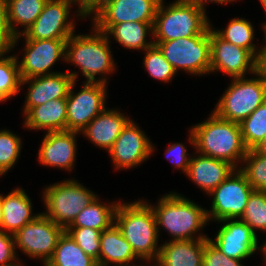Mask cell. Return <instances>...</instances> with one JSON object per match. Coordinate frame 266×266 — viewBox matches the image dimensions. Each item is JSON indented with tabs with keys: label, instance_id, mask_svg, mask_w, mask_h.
I'll return each instance as SVG.
<instances>
[{
	"label": "cell",
	"instance_id": "obj_18",
	"mask_svg": "<svg viewBox=\"0 0 266 266\" xmlns=\"http://www.w3.org/2000/svg\"><path fill=\"white\" fill-rule=\"evenodd\" d=\"M76 72H56L51 75L22 79V85L30 83L24 107H36L53 99L67 98L71 85L77 79Z\"/></svg>",
	"mask_w": 266,
	"mask_h": 266
},
{
	"label": "cell",
	"instance_id": "obj_32",
	"mask_svg": "<svg viewBox=\"0 0 266 266\" xmlns=\"http://www.w3.org/2000/svg\"><path fill=\"white\" fill-rule=\"evenodd\" d=\"M213 31L223 40L247 49L255 56L257 47L252 43L254 29L250 21L242 18H234L230 20L225 30L213 29Z\"/></svg>",
	"mask_w": 266,
	"mask_h": 266
},
{
	"label": "cell",
	"instance_id": "obj_9",
	"mask_svg": "<svg viewBox=\"0 0 266 266\" xmlns=\"http://www.w3.org/2000/svg\"><path fill=\"white\" fill-rule=\"evenodd\" d=\"M64 232V228L40 213L13 235L14 243L26 255L40 258L45 266Z\"/></svg>",
	"mask_w": 266,
	"mask_h": 266
},
{
	"label": "cell",
	"instance_id": "obj_37",
	"mask_svg": "<svg viewBox=\"0 0 266 266\" xmlns=\"http://www.w3.org/2000/svg\"><path fill=\"white\" fill-rule=\"evenodd\" d=\"M85 254L94 258L99 266L101 231L87 227H68L65 230Z\"/></svg>",
	"mask_w": 266,
	"mask_h": 266
},
{
	"label": "cell",
	"instance_id": "obj_5",
	"mask_svg": "<svg viewBox=\"0 0 266 266\" xmlns=\"http://www.w3.org/2000/svg\"><path fill=\"white\" fill-rule=\"evenodd\" d=\"M157 226L165 227L172 240H193L194 233L208 223L207 210L180 196L178 193L164 195L153 207Z\"/></svg>",
	"mask_w": 266,
	"mask_h": 266
},
{
	"label": "cell",
	"instance_id": "obj_46",
	"mask_svg": "<svg viewBox=\"0 0 266 266\" xmlns=\"http://www.w3.org/2000/svg\"><path fill=\"white\" fill-rule=\"evenodd\" d=\"M7 99H9L4 93H2L1 91H0V102H2V101H5V100H7Z\"/></svg>",
	"mask_w": 266,
	"mask_h": 266
},
{
	"label": "cell",
	"instance_id": "obj_35",
	"mask_svg": "<svg viewBox=\"0 0 266 266\" xmlns=\"http://www.w3.org/2000/svg\"><path fill=\"white\" fill-rule=\"evenodd\" d=\"M144 65L151 77L168 82L177 73L155 44L144 50Z\"/></svg>",
	"mask_w": 266,
	"mask_h": 266
},
{
	"label": "cell",
	"instance_id": "obj_17",
	"mask_svg": "<svg viewBox=\"0 0 266 266\" xmlns=\"http://www.w3.org/2000/svg\"><path fill=\"white\" fill-rule=\"evenodd\" d=\"M218 222H223V225L218 230L215 241L209 240L227 257L243 260L259 249L257 235L248 224L240 219Z\"/></svg>",
	"mask_w": 266,
	"mask_h": 266
},
{
	"label": "cell",
	"instance_id": "obj_14",
	"mask_svg": "<svg viewBox=\"0 0 266 266\" xmlns=\"http://www.w3.org/2000/svg\"><path fill=\"white\" fill-rule=\"evenodd\" d=\"M161 0H107L94 14L93 25L154 22Z\"/></svg>",
	"mask_w": 266,
	"mask_h": 266
},
{
	"label": "cell",
	"instance_id": "obj_4",
	"mask_svg": "<svg viewBox=\"0 0 266 266\" xmlns=\"http://www.w3.org/2000/svg\"><path fill=\"white\" fill-rule=\"evenodd\" d=\"M206 11L176 0L165 7L160 1L153 24L154 42H163L177 38L207 34L211 25Z\"/></svg>",
	"mask_w": 266,
	"mask_h": 266
},
{
	"label": "cell",
	"instance_id": "obj_27",
	"mask_svg": "<svg viewBox=\"0 0 266 266\" xmlns=\"http://www.w3.org/2000/svg\"><path fill=\"white\" fill-rule=\"evenodd\" d=\"M48 0H6L9 30L14 37L10 48L15 47L20 34H23L37 19ZM21 25L20 33L14 25Z\"/></svg>",
	"mask_w": 266,
	"mask_h": 266
},
{
	"label": "cell",
	"instance_id": "obj_42",
	"mask_svg": "<svg viewBox=\"0 0 266 266\" xmlns=\"http://www.w3.org/2000/svg\"><path fill=\"white\" fill-rule=\"evenodd\" d=\"M74 3L79 4V11L77 16L87 17L94 14L107 0H73Z\"/></svg>",
	"mask_w": 266,
	"mask_h": 266
},
{
	"label": "cell",
	"instance_id": "obj_24",
	"mask_svg": "<svg viewBox=\"0 0 266 266\" xmlns=\"http://www.w3.org/2000/svg\"><path fill=\"white\" fill-rule=\"evenodd\" d=\"M25 191L16 188L5 197L2 195L3 220L1 230L14 235L24 225L32 222L40 213L32 216V205Z\"/></svg>",
	"mask_w": 266,
	"mask_h": 266
},
{
	"label": "cell",
	"instance_id": "obj_8",
	"mask_svg": "<svg viewBox=\"0 0 266 266\" xmlns=\"http://www.w3.org/2000/svg\"><path fill=\"white\" fill-rule=\"evenodd\" d=\"M154 44L159 47L176 72L178 69H183L194 75L210 73V29L207 34L154 42Z\"/></svg>",
	"mask_w": 266,
	"mask_h": 266
},
{
	"label": "cell",
	"instance_id": "obj_16",
	"mask_svg": "<svg viewBox=\"0 0 266 266\" xmlns=\"http://www.w3.org/2000/svg\"><path fill=\"white\" fill-rule=\"evenodd\" d=\"M148 137L130 120L108 151L116 169L132 168L145 161L153 151Z\"/></svg>",
	"mask_w": 266,
	"mask_h": 266
},
{
	"label": "cell",
	"instance_id": "obj_26",
	"mask_svg": "<svg viewBox=\"0 0 266 266\" xmlns=\"http://www.w3.org/2000/svg\"><path fill=\"white\" fill-rule=\"evenodd\" d=\"M154 22H123L115 25H93L108 37L112 36L118 43L128 49L145 50L154 44L147 42V32L153 33Z\"/></svg>",
	"mask_w": 266,
	"mask_h": 266
},
{
	"label": "cell",
	"instance_id": "obj_19",
	"mask_svg": "<svg viewBox=\"0 0 266 266\" xmlns=\"http://www.w3.org/2000/svg\"><path fill=\"white\" fill-rule=\"evenodd\" d=\"M77 134L72 131L47 132L38 153L40 163L72 170L76 159Z\"/></svg>",
	"mask_w": 266,
	"mask_h": 266
},
{
	"label": "cell",
	"instance_id": "obj_21",
	"mask_svg": "<svg viewBox=\"0 0 266 266\" xmlns=\"http://www.w3.org/2000/svg\"><path fill=\"white\" fill-rule=\"evenodd\" d=\"M236 168L229 162L205 155L192 157L187 170V175L203 191L211 193L218 187Z\"/></svg>",
	"mask_w": 266,
	"mask_h": 266
},
{
	"label": "cell",
	"instance_id": "obj_41",
	"mask_svg": "<svg viewBox=\"0 0 266 266\" xmlns=\"http://www.w3.org/2000/svg\"><path fill=\"white\" fill-rule=\"evenodd\" d=\"M13 40L7 20L6 0H0V50L10 48Z\"/></svg>",
	"mask_w": 266,
	"mask_h": 266
},
{
	"label": "cell",
	"instance_id": "obj_15",
	"mask_svg": "<svg viewBox=\"0 0 266 266\" xmlns=\"http://www.w3.org/2000/svg\"><path fill=\"white\" fill-rule=\"evenodd\" d=\"M210 72L221 71L232 78L254 74L255 56L247 49L220 38L210 27Z\"/></svg>",
	"mask_w": 266,
	"mask_h": 266
},
{
	"label": "cell",
	"instance_id": "obj_23",
	"mask_svg": "<svg viewBox=\"0 0 266 266\" xmlns=\"http://www.w3.org/2000/svg\"><path fill=\"white\" fill-rule=\"evenodd\" d=\"M67 98L53 99L36 107H24L25 127L46 129L47 132L66 131Z\"/></svg>",
	"mask_w": 266,
	"mask_h": 266
},
{
	"label": "cell",
	"instance_id": "obj_34",
	"mask_svg": "<svg viewBox=\"0 0 266 266\" xmlns=\"http://www.w3.org/2000/svg\"><path fill=\"white\" fill-rule=\"evenodd\" d=\"M253 232L266 231V191L254 190L249 196L243 215L240 218Z\"/></svg>",
	"mask_w": 266,
	"mask_h": 266
},
{
	"label": "cell",
	"instance_id": "obj_50",
	"mask_svg": "<svg viewBox=\"0 0 266 266\" xmlns=\"http://www.w3.org/2000/svg\"><path fill=\"white\" fill-rule=\"evenodd\" d=\"M263 31L265 32L264 34H265V42H266V23H264V25H263ZM265 46H266V44H265Z\"/></svg>",
	"mask_w": 266,
	"mask_h": 266
},
{
	"label": "cell",
	"instance_id": "obj_43",
	"mask_svg": "<svg viewBox=\"0 0 266 266\" xmlns=\"http://www.w3.org/2000/svg\"><path fill=\"white\" fill-rule=\"evenodd\" d=\"M254 74L258 76L264 83H266V46L255 54Z\"/></svg>",
	"mask_w": 266,
	"mask_h": 266
},
{
	"label": "cell",
	"instance_id": "obj_1",
	"mask_svg": "<svg viewBox=\"0 0 266 266\" xmlns=\"http://www.w3.org/2000/svg\"><path fill=\"white\" fill-rule=\"evenodd\" d=\"M189 142L200 154L229 162L242 161L247 148L242 139L240 124L220 118L215 112L190 130Z\"/></svg>",
	"mask_w": 266,
	"mask_h": 266
},
{
	"label": "cell",
	"instance_id": "obj_22",
	"mask_svg": "<svg viewBox=\"0 0 266 266\" xmlns=\"http://www.w3.org/2000/svg\"><path fill=\"white\" fill-rule=\"evenodd\" d=\"M129 121L119 111L105 108L81 132L98 147L109 151Z\"/></svg>",
	"mask_w": 266,
	"mask_h": 266
},
{
	"label": "cell",
	"instance_id": "obj_2",
	"mask_svg": "<svg viewBox=\"0 0 266 266\" xmlns=\"http://www.w3.org/2000/svg\"><path fill=\"white\" fill-rule=\"evenodd\" d=\"M114 224L139 259L157 261L160 253V247H156L159 227L151 205L141 200L130 204L118 203Z\"/></svg>",
	"mask_w": 266,
	"mask_h": 266
},
{
	"label": "cell",
	"instance_id": "obj_10",
	"mask_svg": "<svg viewBox=\"0 0 266 266\" xmlns=\"http://www.w3.org/2000/svg\"><path fill=\"white\" fill-rule=\"evenodd\" d=\"M254 191L245 176L235 169L210 195H213L208 220L240 219L244 213L249 196Z\"/></svg>",
	"mask_w": 266,
	"mask_h": 266
},
{
	"label": "cell",
	"instance_id": "obj_39",
	"mask_svg": "<svg viewBox=\"0 0 266 266\" xmlns=\"http://www.w3.org/2000/svg\"><path fill=\"white\" fill-rule=\"evenodd\" d=\"M16 248L14 236L12 234L5 233L4 230H0V266H14L16 265L15 259L18 263H20L16 256Z\"/></svg>",
	"mask_w": 266,
	"mask_h": 266
},
{
	"label": "cell",
	"instance_id": "obj_25",
	"mask_svg": "<svg viewBox=\"0 0 266 266\" xmlns=\"http://www.w3.org/2000/svg\"><path fill=\"white\" fill-rule=\"evenodd\" d=\"M135 259L138 257L115 224L101 232L99 266H108L109 263L132 266L130 262Z\"/></svg>",
	"mask_w": 266,
	"mask_h": 266
},
{
	"label": "cell",
	"instance_id": "obj_12",
	"mask_svg": "<svg viewBox=\"0 0 266 266\" xmlns=\"http://www.w3.org/2000/svg\"><path fill=\"white\" fill-rule=\"evenodd\" d=\"M73 0H48L34 23L20 34L25 39H68L74 31V23L68 20Z\"/></svg>",
	"mask_w": 266,
	"mask_h": 266
},
{
	"label": "cell",
	"instance_id": "obj_7",
	"mask_svg": "<svg viewBox=\"0 0 266 266\" xmlns=\"http://www.w3.org/2000/svg\"><path fill=\"white\" fill-rule=\"evenodd\" d=\"M266 101V83L260 78H233L214 112L225 120L241 123Z\"/></svg>",
	"mask_w": 266,
	"mask_h": 266
},
{
	"label": "cell",
	"instance_id": "obj_47",
	"mask_svg": "<svg viewBox=\"0 0 266 266\" xmlns=\"http://www.w3.org/2000/svg\"><path fill=\"white\" fill-rule=\"evenodd\" d=\"M258 148L266 150V136L264 142Z\"/></svg>",
	"mask_w": 266,
	"mask_h": 266
},
{
	"label": "cell",
	"instance_id": "obj_11",
	"mask_svg": "<svg viewBox=\"0 0 266 266\" xmlns=\"http://www.w3.org/2000/svg\"><path fill=\"white\" fill-rule=\"evenodd\" d=\"M75 81L67 97L66 131L80 133L105 107L106 84L86 82L79 93L74 94Z\"/></svg>",
	"mask_w": 266,
	"mask_h": 266
},
{
	"label": "cell",
	"instance_id": "obj_6",
	"mask_svg": "<svg viewBox=\"0 0 266 266\" xmlns=\"http://www.w3.org/2000/svg\"><path fill=\"white\" fill-rule=\"evenodd\" d=\"M96 197L76 180L68 179L45 188L43 200L47 211L43 214L66 230Z\"/></svg>",
	"mask_w": 266,
	"mask_h": 266
},
{
	"label": "cell",
	"instance_id": "obj_20",
	"mask_svg": "<svg viewBox=\"0 0 266 266\" xmlns=\"http://www.w3.org/2000/svg\"><path fill=\"white\" fill-rule=\"evenodd\" d=\"M195 238L171 240L160 245L156 262L161 266H202L204 246L209 238L203 234Z\"/></svg>",
	"mask_w": 266,
	"mask_h": 266
},
{
	"label": "cell",
	"instance_id": "obj_40",
	"mask_svg": "<svg viewBox=\"0 0 266 266\" xmlns=\"http://www.w3.org/2000/svg\"><path fill=\"white\" fill-rule=\"evenodd\" d=\"M186 151L187 149L182 143L171 144L169 147H167L166 150L167 159H169V161H172V163L177 168H180L179 170H182L185 174L187 173L191 159L190 157H187L188 155Z\"/></svg>",
	"mask_w": 266,
	"mask_h": 266
},
{
	"label": "cell",
	"instance_id": "obj_30",
	"mask_svg": "<svg viewBox=\"0 0 266 266\" xmlns=\"http://www.w3.org/2000/svg\"><path fill=\"white\" fill-rule=\"evenodd\" d=\"M240 128L244 145L248 150L258 148L264 142L266 136V101L240 123Z\"/></svg>",
	"mask_w": 266,
	"mask_h": 266
},
{
	"label": "cell",
	"instance_id": "obj_3",
	"mask_svg": "<svg viewBox=\"0 0 266 266\" xmlns=\"http://www.w3.org/2000/svg\"><path fill=\"white\" fill-rule=\"evenodd\" d=\"M93 35H74L66 41L65 61L73 62L78 66L86 82H102L107 84V79H96V75L108 74L115 71L114 59L110 51V39L96 27Z\"/></svg>",
	"mask_w": 266,
	"mask_h": 266
},
{
	"label": "cell",
	"instance_id": "obj_51",
	"mask_svg": "<svg viewBox=\"0 0 266 266\" xmlns=\"http://www.w3.org/2000/svg\"><path fill=\"white\" fill-rule=\"evenodd\" d=\"M140 266H142V265H140ZM143 266H145V265H143ZM154 266H161V265L157 262Z\"/></svg>",
	"mask_w": 266,
	"mask_h": 266
},
{
	"label": "cell",
	"instance_id": "obj_13",
	"mask_svg": "<svg viewBox=\"0 0 266 266\" xmlns=\"http://www.w3.org/2000/svg\"><path fill=\"white\" fill-rule=\"evenodd\" d=\"M67 40L25 39V54L22 61L18 63L21 79L55 74L49 70L58 59L65 60Z\"/></svg>",
	"mask_w": 266,
	"mask_h": 266
},
{
	"label": "cell",
	"instance_id": "obj_38",
	"mask_svg": "<svg viewBox=\"0 0 266 266\" xmlns=\"http://www.w3.org/2000/svg\"><path fill=\"white\" fill-rule=\"evenodd\" d=\"M202 266H242L240 260L224 255L210 240L205 243Z\"/></svg>",
	"mask_w": 266,
	"mask_h": 266
},
{
	"label": "cell",
	"instance_id": "obj_48",
	"mask_svg": "<svg viewBox=\"0 0 266 266\" xmlns=\"http://www.w3.org/2000/svg\"><path fill=\"white\" fill-rule=\"evenodd\" d=\"M262 252H263V255L265 256L264 260H265V263H266V242H265V244H264V246L262 248Z\"/></svg>",
	"mask_w": 266,
	"mask_h": 266
},
{
	"label": "cell",
	"instance_id": "obj_44",
	"mask_svg": "<svg viewBox=\"0 0 266 266\" xmlns=\"http://www.w3.org/2000/svg\"><path fill=\"white\" fill-rule=\"evenodd\" d=\"M180 1L182 3H185V4L194 5V6L198 7V8L206 11L205 8H204V4L207 3V2L211 3V1H212V2H215V3H219V4L220 3L221 4H223V3L227 4L228 2L230 3V2L235 1V0H180Z\"/></svg>",
	"mask_w": 266,
	"mask_h": 266
},
{
	"label": "cell",
	"instance_id": "obj_45",
	"mask_svg": "<svg viewBox=\"0 0 266 266\" xmlns=\"http://www.w3.org/2000/svg\"><path fill=\"white\" fill-rule=\"evenodd\" d=\"M2 220H3V212H2V195H0V230H1Z\"/></svg>",
	"mask_w": 266,
	"mask_h": 266
},
{
	"label": "cell",
	"instance_id": "obj_31",
	"mask_svg": "<svg viewBox=\"0 0 266 266\" xmlns=\"http://www.w3.org/2000/svg\"><path fill=\"white\" fill-rule=\"evenodd\" d=\"M242 162L245 166L239 168V171L251 187L257 191H266V150L249 149Z\"/></svg>",
	"mask_w": 266,
	"mask_h": 266
},
{
	"label": "cell",
	"instance_id": "obj_36",
	"mask_svg": "<svg viewBox=\"0 0 266 266\" xmlns=\"http://www.w3.org/2000/svg\"><path fill=\"white\" fill-rule=\"evenodd\" d=\"M20 152V138L9 130H0V176L15 165Z\"/></svg>",
	"mask_w": 266,
	"mask_h": 266
},
{
	"label": "cell",
	"instance_id": "obj_29",
	"mask_svg": "<svg viewBox=\"0 0 266 266\" xmlns=\"http://www.w3.org/2000/svg\"><path fill=\"white\" fill-rule=\"evenodd\" d=\"M45 266H98L90 255L85 254L65 231L59 238L53 256Z\"/></svg>",
	"mask_w": 266,
	"mask_h": 266
},
{
	"label": "cell",
	"instance_id": "obj_49",
	"mask_svg": "<svg viewBox=\"0 0 266 266\" xmlns=\"http://www.w3.org/2000/svg\"><path fill=\"white\" fill-rule=\"evenodd\" d=\"M264 10L266 11V0H260Z\"/></svg>",
	"mask_w": 266,
	"mask_h": 266
},
{
	"label": "cell",
	"instance_id": "obj_28",
	"mask_svg": "<svg viewBox=\"0 0 266 266\" xmlns=\"http://www.w3.org/2000/svg\"><path fill=\"white\" fill-rule=\"evenodd\" d=\"M96 197L88 206L80 211L69 227H87L100 230L109 229L114 224L118 203L101 204Z\"/></svg>",
	"mask_w": 266,
	"mask_h": 266
},
{
	"label": "cell",
	"instance_id": "obj_33",
	"mask_svg": "<svg viewBox=\"0 0 266 266\" xmlns=\"http://www.w3.org/2000/svg\"><path fill=\"white\" fill-rule=\"evenodd\" d=\"M12 48L0 50V91L8 98L17 95L21 90V77L18 59L14 56L4 57Z\"/></svg>",
	"mask_w": 266,
	"mask_h": 266
}]
</instances>
